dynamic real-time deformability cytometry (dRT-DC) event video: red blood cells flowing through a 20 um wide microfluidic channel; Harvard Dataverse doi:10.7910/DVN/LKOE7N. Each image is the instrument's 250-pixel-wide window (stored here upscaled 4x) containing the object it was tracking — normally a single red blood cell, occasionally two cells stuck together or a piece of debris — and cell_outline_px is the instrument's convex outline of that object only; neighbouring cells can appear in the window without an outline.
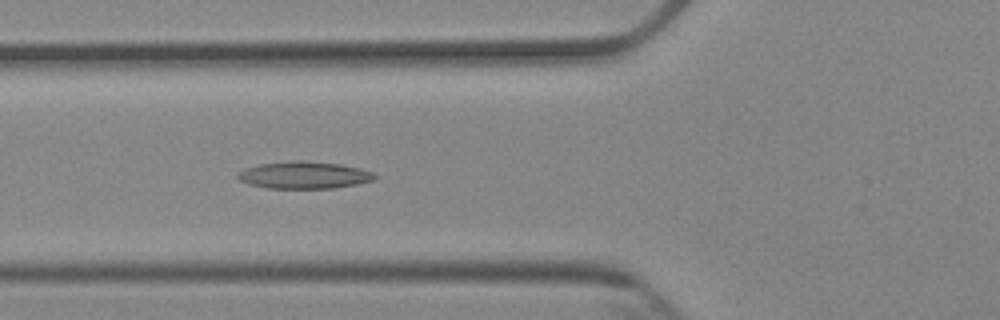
{"species": "Egyptian fruit bat (a non-hibernating species)", "species_latin": "Rousettus aegyptiacus", "temperature_condition": "cold", "stored_images_in_passage": 5, "camera_frame_rate_fps": 3000, "um_per_image_px": 0.085, "animal": {"sex": "female"}, "frame": {"image": 1, "passage_image": 5, "time_ms": 4.667, "image_size_px": [1000, 320], "cell_outline_px": [[376, 176], [372, 180], [356, 184], [332, 188], [268, 188], [248, 184], [240, 180], [236, 176], [244, 168], [260, 164], [340, 164], [360, 168], [372, 172]], "centroid_in_image_um": [25.84, 14.94], "position_along_channel_um": 100.0, "area_um2": 20.23}}